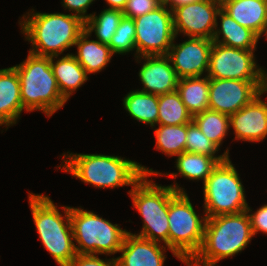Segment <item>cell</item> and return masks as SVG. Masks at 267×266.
I'll return each mask as SVG.
<instances>
[{"mask_svg":"<svg viewBox=\"0 0 267 266\" xmlns=\"http://www.w3.org/2000/svg\"><path fill=\"white\" fill-rule=\"evenodd\" d=\"M123 16L121 10L108 8L101 11L98 16L93 13L85 21V31L90 35L95 32V38L99 42L109 45Z\"/></svg>","mask_w":267,"mask_h":266,"instance_id":"obj_28","label":"cell"},{"mask_svg":"<svg viewBox=\"0 0 267 266\" xmlns=\"http://www.w3.org/2000/svg\"><path fill=\"white\" fill-rule=\"evenodd\" d=\"M218 17L220 19V27H218ZM220 35H222L221 39ZM259 39L260 37L255 32L241 26L222 8L219 9L216 16L215 32L212 38L214 43L236 49L256 50Z\"/></svg>","mask_w":267,"mask_h":266,"instance_id":"obj_20","label":"cell"},{"mask_svg":"<svg viewBox=\"0 0 267 266\" xmlns=\"http://www.w3.org/2000/svg\"><path fill=\"white\" fill-rule=\"evenodd\" d=\"M63 156L64 164L58 166L59 169L96 188L134 186L144 175H166L174 179L178 175V172L162 174L119 156L70 152L67 155L63 153Z\"/></svg>","mask_w":267,"mask_h":266,"instance_id":"obj_1","label":"cell"},{"mask_svg":"<svg viewBox=\"0 0 267 266\" xmlns=\"http://www.w3.org/2000/svg\"><path fill=\"white\" fill-rule=\"evenodd\" d=\"M23 110L16 69L13 66L0 69V126L8 129L15 125Z\"/></svg>","mask_w":267,"mask_h":266,"instance_id":"obj_19","label":"cell"},{"mask_svg":"<svg viewBox=\"0 0 267 266\" xmlns=\"http://www.w3.org/2000/svg\"><path fill=\"white\" fill-rule=\"evenodd\" d=\"M254 52L213 42L207 76L214 79L262 80L263 68L257 65Z\"/></svg>","mask_w":267,"mask_h":266,"instance_id":"obj_11","label":"cell"},{"mask_svg":"<svg viewBox=\"0 0 267 266\" xmlns=\"http://www.w3.org/2000/svg\"><path fill=\"white\" fill-rule=\"evenodd\" d=\"M70 219L77 254H116L129 232L82 208L70 207Z\"/></svg>","mask_w":267,"mask_h":266,"instance_id":"obj_8","label":"cell"},{"mask_svg":"<svg viewBox=\"0 0 267 266\" xmlns=\"http://www.w3.org/2000/svg\"><path fill=\"white\" fill-rule=\"evenodd\" d=\"M257 95L249 104L229 116L234 140L260 142L267 136V102Z\"/></svg>","mask_w":267,"mask_h":266,"instance_id":"obj_16","label":"cell"},{"mask_svg":"<svg viewBox=\"0 0 267 266\" xmlns=\"http://www.w3.org/2000/svg\"><path fill=\"white\" fill-rule=\"evenodd\" d=\"M68 266H118L116 258L104 261L97 254H76Z\"/></svg>","mask_w":267,"mask_h":266,"instance_id":"obj_33","label":"cell"},{"mask_svg":"<svg viewBox=\"0 0 267 266\" xmlns=\"http://www.w3.org/2000/svg\"><path fill=\"white\" fill-rule=\"evenodd\" d=\"M135 23L136 55H167L173 41L174 32L172 11L162 3L155 10L138 18Z\"/></svg>","mask_w":267,"mask_h":266,"instance_id":"obj_10","label":"cell"},{"mask_svg":"<svg viewBox=\"0 0 267 266\" xmlns=\"http://www.w3.org/2000/svg\"><path fill=\"white\" fill-rule=\"evenodd\" d=\"M176 168L179 176L188 180H203L204 183L211 175L218 163L225 161L228 157H211L198 153L183 152L176 156Z\"/></svg>","mask_w":267,"mask_h":266,"instance_id":"obj_24","label":"cell"},{"mask_svg":"<svg viewBox=\"0 0 267 266\" xmlns=\"http://www.w3.org/2000/svg\"><path fill=\"white\" fill-rule=\"evenodd\" d=\"M13 67L19 77L24 111L39 110L51 117L67 102L61 95L53 75L51 57L37 56L29 52L23 62Z\"/></svg>","mask_w":267,"mask_h":266,"instance_id":"obj_5","label":"cell"},{"mask_svg":"<svg viewBox=\"0 0 267 266\" xmlns=\"http://www.w3.org/2000/svg\"><path fill=\"white\" fill-rule=\"evenodd\" d=\"M246 211L250 218L253 235L255 236L258 232L267 234V204L259 207L254 213L251 212L252 210L248 205Z\"/></svg>","mask_w":267,"mask_h":266,"instance_id":"obj_34","label":"cell"},{"mask_svg":"<svg viewBox=\"0 0 267 266\" xmlns=\"http://www.w3.org/2000/svg\"><path fill=\"white\" fill-rule=\"evenodd\" d=\"M163 3V0H127L123 15L128 18H138L155 10Z\"/></svg>","mask_w":267,"mask_h":266,"instance_id":"obj_32","label":"cell"},{"mask_svg":"<svg viewBox=\"0 0 267 266\" xmlns=\"http://www.w3.org/2000/svg\"><path fill=\"white\" fill-rule=\"evenodd\" d=\"M166 247L129 231L116 258L118 266H164Z\"/></svg>","mask_w":267,"mask_h":266,"instance_id":"obj_17","label":"cell"},{"mask_svg":"<svg viewBox=\"0 0 267 266\" xmlns=\"http://www.w3.org/2000/svg\"><path fill=\"white\" fill-rule=\"evenodd\" d=\"M221 8L259 37L267 35V0H220Z\"/></svg>","mask_w":267,"mask_h":266,"instance_id":"obj_18","label":"cell"},{"mask_svg":"<svg viewBox=\"0 0 267 266\" xmlns=\"http://www.w3.org/2000/svg\"><path fill=\"white\" fill-rule=\"evenodd\" d=\"M200 217L186 192H177L170 199L169 249L184 264L196 255L202 245L207 217Z\"/></svg>","mask_w":267,"mask_h":266,"instance_id":"obj_7","label":"cell"},{"mask_svg":"<svg viewBox=\"0 0 267 266\" xmlns=\"http://www.w3.org/2000/svg\"><path fill=\"white\" fill-rule=\"evenodd\" d=\"M55 58L57 59L58 56L51 57L53 75L61 95L68 101L70 96L88 80V74L72 53L54 62Z\"/></svg>","mask_w":267,"mask_h":266,"instance_id":"obj_21","label":"cell"},{"mask_svg":"<svg viewBox=\"0 0 267 266\" xmlns=\"http://www.w3.org/2000/svg\"><path fill=\"white\" fill-rule=\"evenodd\" d=\"M219 147L209 140L192 120L187 124L186 148L185 152L198 153L211 157H229L227 149L221 155H215L219 151Z\"/></svg>","mask_w":267,"mask_h":266,"instance_id":"obj_30","label":"cell"},{"mask_svg":"<svg viewBox=\"0 0 267 266\" xmlns=\"http://www.w3.org/2000/svg\"><path fill=\"white\" fill-rule=\"evenodd\" d=\"M172 46L167 54L179 79L201 77L208 73L213 41L207 38L189 37Z\"/></svg>","mask_w":267,"mask_h":266,"instance_id":"obj_14","label":"cell"},{"mask_svg":"<svg viewBox=\"0 0 267 266\" xmlns=\"http://www.w3.org/2000/svg\"><path fill=\"white\" fill-rule=\"evenodd\" d=\"M203 185V216L210 218L247 209L244 186L229 157L218 163Z\"/></svg>","mask_w":267,"mask_h":266,"instance_id":"obj_9","label":"cell"},{"mask_svg":"<svg viewBox=\"0 0 267 266\" xmlns=\"http://www.w3.org/2000/svg\"><path fill=\"white\" fill-rule=\"evenodd\" d=\"M140 59L144 62L138 74L143 84L139 91L162 95L177 90L179 77L167 55L138 56L135 60L140 63Z\"/></svg>","mask_w":267,"mask_h":266,"instance_id":"obj_15","label":"cell"},{"mask_svg":"<svg viewBox=\"0 0 267 266\" xmlns=\"http://www.w3.org/2000/svg\"><path fill=\"white\" fill-rule=\"evenodd\" d=\"M177 91L192 116L209 109V77L207 75L179 79Z\"/></svg>","mask_w":267,"mask_h":266,"instance_id":"obj_23","label":"cell"},{"mask_svg":"<svg viewBox=\"0 0 267 266\" xmlns=\"http://www.w3.org/2000/svg\"><path fill=\"white\" fill-rule=\"evenodd\" d=\"M261 93H267V71L262 69V85H261Z\"/></svg>","mask_w":267,"mask_h":266,"instance_id":"obj_38","label":"cell"},{"mask_svg":"<svg viewBox=\"0 0 267 266\" xmlns=\"http://www.w3.org/2000/svg\"><path fill=\"white\" fill-rule=\"evenodd\" d=\"M262 80L209 78V109L231 115L261 93Z\"/></svg>","mask_w":267,"mask_h":266,"instance_id":"obj_12","label":"cell"},{"mask_svg":"<svg viewBox=\"0 0 267 266\" xmlns=\"http://www.w3.org/2000/svg\"><path fill=\"white\" fill-rule=\"evenodd\" d=\"M220 8V0H201L174 8L172 16L175 35L183 33L188 38L212 40Z\"/></svg>","mask_w":267,"mask_h":266,"instance_id":"obj_13","label":"cell"},{"mask_svg":"<svg viewBox=\"0 0 267 266\" xmlns=\"http://www.w3.org/2000/svg\"><path fill=\"white\" fill-rule=\"evenodd\" d=\"M193 120L177 90L158 95V124L182 125Z\"/></svg>","mask_w":267,"mask_h":266,"instance_id":"obj_26","label":"cell"},{"mask_svg":"<svg viewBox=\"0 0 267 266\" xmlns=\"http://www.w3.org/2000/svg\"><path fill=\"white\" fill-rule=\"evenodd\" d=\"M254 237L246 210L207 218L202 245L187 266H216L244 250Z\"/></svg>","mask_w":267,"mask_h":266,"instance_id":"obj_2","label":"cell"},{"mask_svg":"<svg viewBox=\"0 0 267 266\" xmlns=\"http://www.w3.org/2000/svg\"><path fill=\"white\" fill-rule=\"evenodd\" d=\"M94 1L95 0H63L61 3L65 9L72 11L71 13H73V15L80 17L85 22L91 16V14H87V9Z\"/></svg>","mask_w":267,"mask_h":266,"instance_id":"obj_35","label":"cell"},{"mask_svg":"<svg viewBox=\"0 0 267 266\" xmlns=\"http://www.w3.org/2000/svg\"><path fill=\"white\" fill-rule=\"evenodd\" d=\"M156 137L155 148L169 157L185 152L187 124L158 125L154 129Z\"/></svg>","mask_w":267,"mask_h":266,"instance_id":"obj_27","label":"cell"},{"mask_svg":"<svg viewBox=\"0 0 267 266\" xmlns=\"http://www.w3.org/2000/svg\"><path fill=\"white\" fill-rule=\"evenodd\" d=\"M201 0H163V3L172 11L178 6H183L189 3H195Z\"/></svg>","mask_w":267,"mask_h":266,"instance_id":"obj_36","label":"cell"},{"mask_svg":"<svg viewBox=\"0 0 267 266\" xmlns=\"http://www.w3.org/2000/svg\"><path fill=\"white\" fill-rule=\"evenodd\" d=\"M109 46L113 54L122 55L130 51L136 52L135 23L132 18L122 17Z\"/></svg>","mask_w":267,"mask_h":266,"instance_id":"obj_31","label":"cell"},{"mask_svg":"<svg viewBox=\"0 0 267 266\" xmlns=\"http://www.w3.org/2000/svg\"><path fill=\"white\" fill-rule=\"evenodd\" d=\"M109 5L108 9H117L123 11L127 0H105Z\"/></svg>","mask_w":267,"mask_h":266,"instance_id":"obj_37","label":"cell"},{"mask_svg":"<svg viewBox=\"0 0 267 266\" xmlns=\"http://www.w3.org/2000/svg\"><path fill=\"white\" fill-rule=\"evenodd\" d=\"M28 200L39 240L59 266H68L77 254L70 206H61L62 215L47 195L29 193Z\"/></svg>","mask_w":267,"mask_h":266,"instance_id":"obj_4","label":"cell"},{"mask_svg":"<svg viewBox=\"0 0 267 266\" xmlns=\"http://www.w3.org/2000/svg\"><path fill=\"white\" fill-rule=\"evenodd\" d=\"M20 20L21 32L32 46L29 52L37 56H60L74 46L85 30V22L70 13H40L32 9Z\"/></svg>","mask_w":267,"mask_h":266,"instance_id":"obj_3","label":"cell"},{"mask_svg":"<svg viewBox=\"0 0 267 266\" xmlns=\"http://www.w3.org/2000/svg\"><path fill=\"white\" fill-rule=\"evenodd\" d=\"M144 175L128 192L143 218L142 230L135 235L161 243L169 249V201L177 192H185L178 183L161 186Z\"/></svg>","mask_w":267,"mask_h":266,"instance_id":"obj_6","label":"cell"},{"mask_svg":"<svg viewBox=\"0 0 267 266\" xmlns=\"http://www.w3.org/2000/svg\"><path fill=\"white\" fill-rule=\"evenodd\" d=\"M202 133L219 148L230 130L229 115L207 109L193 116Z\"/></svg>","mask_w":267,"mask_h":266,"instance_id":"obj_29","label":"cell"},{"mask_svg":"<svg viewBox=\"0 0 267 266\" xmlns=\"http://www.w3.org/2000/svg\"><path fill=\"white\" fill-rule=\"evenodd\" d=\"M124 109L138 122L158 125V95L143 91H130L123 99Z\"/></svg>","mask_w":267,"mask_h":266,"instance_id":"obj_25","label":"cell"},{"mask_svg":"<svg viewBox=\"0 0 267 266\" xmlns=\"http://www.w3.org/2000/svg\"><path fill=\"white\" fill-rule=\"evenodd\" d=\"M89 37L91 35L85 30L80 34L74 44L77 46V55L73 54L88 75L103 70L114 55L109 45L98 40H90Z\"/></svg>","mask_w":267,"mask_h":266,"instance_id":"obj_22","label":"cell"}]
</instances>
